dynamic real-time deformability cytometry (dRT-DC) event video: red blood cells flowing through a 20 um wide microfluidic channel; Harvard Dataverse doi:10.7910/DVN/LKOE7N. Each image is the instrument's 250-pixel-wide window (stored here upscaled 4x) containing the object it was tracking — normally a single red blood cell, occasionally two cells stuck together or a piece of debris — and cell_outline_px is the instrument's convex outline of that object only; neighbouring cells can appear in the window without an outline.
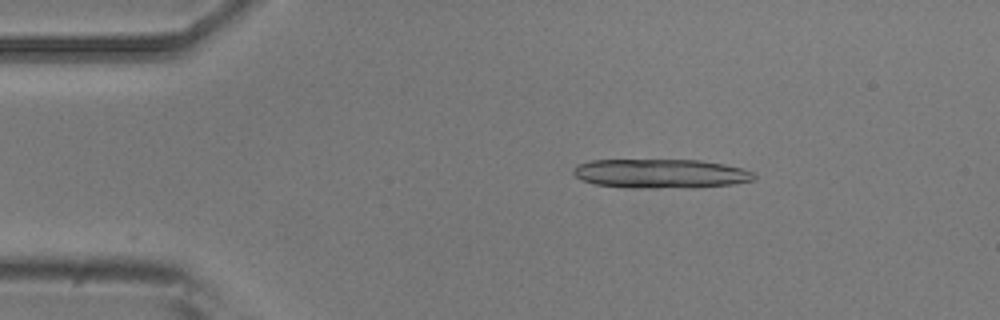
{"species": "common noctule bat (a hibernating species)", "species_latin": "Nyctalus noctula", "temperature_condition": "room temperature", "stored_images_in_passage": 42, "segment_of_instrument_passage": [1, 2], "camera_frame_rate_fps": 3000, "um_per_image_px": 0.085, "animal": {"sex": "male", "body_mass_g": 20.5, "forearm_length_mm": 52.5}, "frame": {"image": 1, "passage_image": 1, "time_ms": 0.0, "image_size_px": [1000, 320], "cell_outline_px": [[756, 176], [752, 180], [732, 184], [696, 188], [628, 188], [596, 184], [580, 180], [572, 172], [572, 168], [576, 164], [592, 160], [700, 160], [724, 164], [744, 168], [752, 172]], "centroid_in_image_um": [56.13, 14.76], "position_along_channel_um": 28.9, "area_um2": 31.1}}